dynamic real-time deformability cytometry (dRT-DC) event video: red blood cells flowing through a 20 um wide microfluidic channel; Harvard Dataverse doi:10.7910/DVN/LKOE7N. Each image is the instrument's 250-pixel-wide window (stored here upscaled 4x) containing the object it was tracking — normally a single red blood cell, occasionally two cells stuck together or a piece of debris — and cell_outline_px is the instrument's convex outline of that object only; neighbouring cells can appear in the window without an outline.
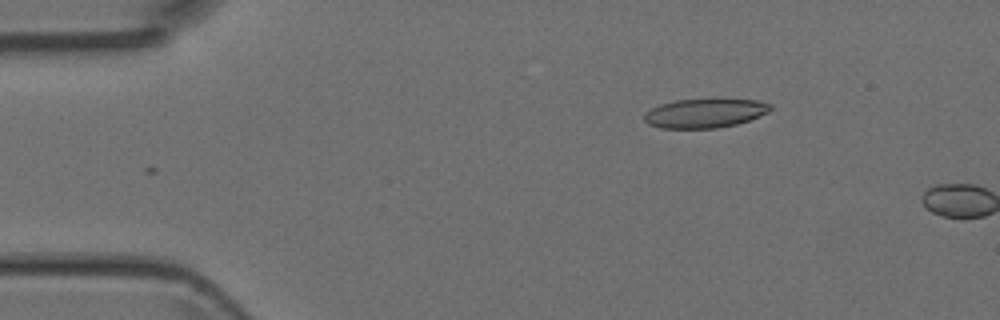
{"species": "Egyptian fruit bat (a non-hibernating species)", "species_latin": "Rousettus aegyptiacus", "temperature_condition": "room temperature", "stored_images_in_passage": 2, "camera_frame_rate_fps": 3000, "um_per_image_px": 0.085, "animal": {"sex": "female"}, "frame": {"image": 1, "passage_image": 1, "time_ms": 0.0, "image_size_px": [1000, 320], "cell_outline_px": [[772, 108], [768, 112], [748, 120], [736, 124], [716, 128], [660, 128], [648, 124], [644, 120], [644, 116], [652, 108], [660, 104], [676, 100], [756, 100], [772, 104]], "centroid_in_image_um": [59.9, 9.63], "position_along_channel_um": 25.1, "area_um2": 20.98}}